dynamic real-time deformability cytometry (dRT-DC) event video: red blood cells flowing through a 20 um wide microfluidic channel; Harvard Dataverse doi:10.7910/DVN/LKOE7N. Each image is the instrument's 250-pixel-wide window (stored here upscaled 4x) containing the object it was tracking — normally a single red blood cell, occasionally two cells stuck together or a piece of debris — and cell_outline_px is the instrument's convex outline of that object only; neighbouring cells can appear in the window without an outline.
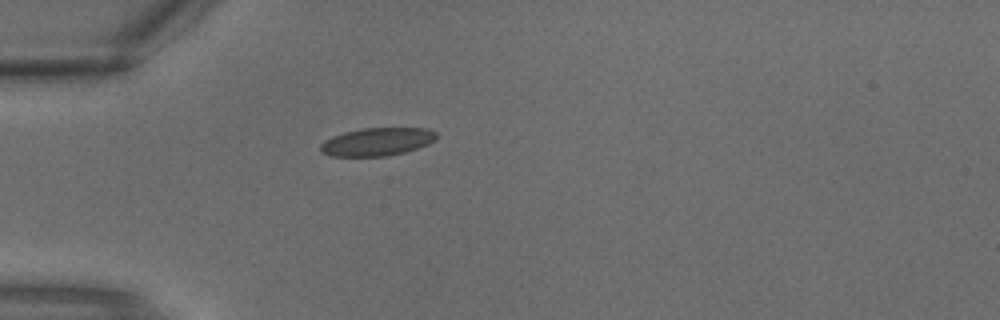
{"species": "common noctule bat (a hibernating species)", "species_latin": "Nyctalus noctula", "temperature_condition": "warm", "stored_images_in_passage": 1, "camera_frame_rate_fps": 3000, "um_per_image_px": 0.085, "animal": {"sex": "male", "body_mass_g": 18.8}, "frame": {"image": 1, "passage_image": 1, "time_ms": 0.0, "image_size_px": [1000, 320], "cell_outline_px": [[436, 140], [428, 144], [404, 152], [388, 156], [328, 156], [320, 152], [320, 144], [324, 140], [332, 136], [344, 132], [360, 128], [428, 128], [436, 132]], "centroid_in_image_um": [32.02, 12.05], "position_along_channel_um": 53.0, "area_um2": 19.07}}